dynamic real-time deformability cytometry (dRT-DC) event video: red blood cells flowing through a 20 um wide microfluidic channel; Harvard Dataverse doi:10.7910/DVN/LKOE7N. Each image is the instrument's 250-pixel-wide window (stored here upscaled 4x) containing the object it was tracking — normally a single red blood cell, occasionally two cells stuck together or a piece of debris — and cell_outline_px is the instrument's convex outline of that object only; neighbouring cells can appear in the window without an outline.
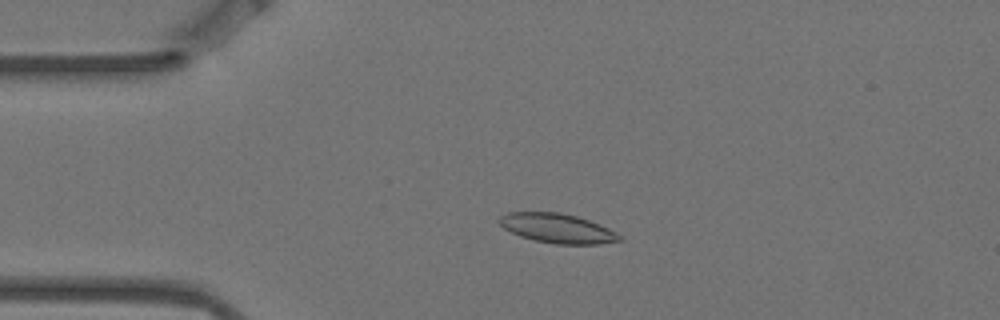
{"species": "Egyptian fruit bat (a non-hibernating species)", "species_latin": "Rousettus aegyptiacus", "temperature_condition": "warm", "stored_images_in_passage": 5, "camera_frame_rate_fps": 3000, "um_per_image_px": 0.085, "animal": {"sex": "female"}, "frame": {"image": 1, "passage_image": 4, "time_ms": 1.0, "image_size_px": [1000, 320], "cell_outline_px": [[624, 240], [600, 244], [556, 244], [536, 240], [520, 236], [504, 228], [496, 220], [500, 216], [508, 212], [560, 212], [576, 216], [600, 224], [616, 232]], "centroid_in_image_um": [47.38, 19.4], "position_along_channel_um": 37.6, "area_um2": 20.58}}